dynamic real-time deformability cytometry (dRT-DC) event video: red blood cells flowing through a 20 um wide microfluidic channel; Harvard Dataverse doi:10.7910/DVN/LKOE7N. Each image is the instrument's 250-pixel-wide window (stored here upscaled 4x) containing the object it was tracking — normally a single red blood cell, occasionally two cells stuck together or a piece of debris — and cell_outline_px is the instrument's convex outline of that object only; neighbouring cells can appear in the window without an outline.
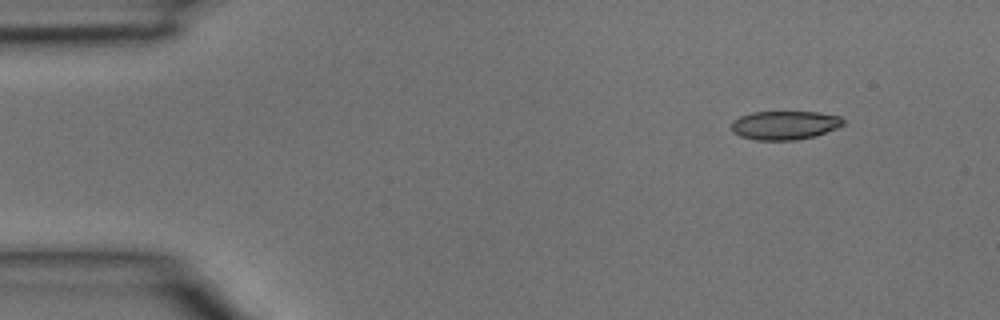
{"species": "common noctule bat (a hibernating species)", "species_latin": "Nyctalus noctula", "temperature_condition": "room temperature", "stored_images_in_passage": 37, "camera_frame_rate_fps": 3000, "um_per_image_px": 0.085, "animal": {"sex": "male", "body_mass_g": 15.6}, "frame": {"image": 1, "passage_image": 1, "time_ms": 0.0, "image_size_px": [1000, 320], "cell_outline_px": [[844, 124], [836, 128], [816, 136], [796, 140], [756, 140], [740, 136], [732, 132], [732, 120], [740, 116], [752, 112], [816, 112], [840, 116], [844, 120]], "centroid_in_image_um": [66.69, 10.64], "position_along_channel_um": 18.3, "area_um2": 18.79}}
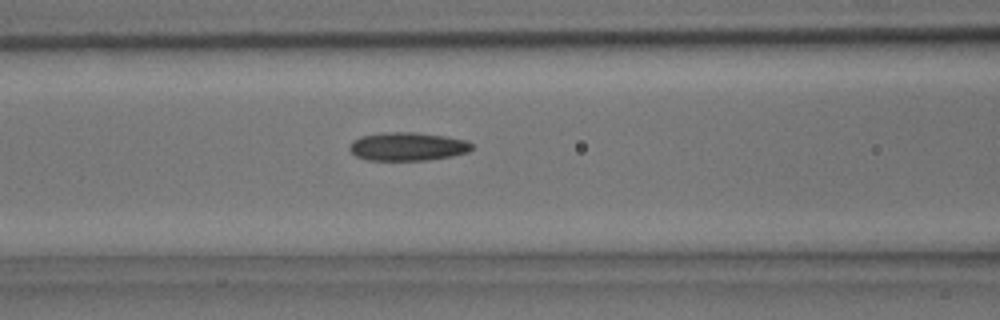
{"frame": {"image": 2, "passage_image": 13, "time_ms": 4.0, "image_size_px": [1000, 320], "cell_outline_px": [[472, 148], [468, 152], [452, 156], [428, 160], [368, 160], [356, 156], [348, 148], [360, 136], [384, 132], [416, 132], [444, 136], [464, 140], [472, 144]], "centroid_in_image_um": [34.65, 12.45], "position_along_channel_um": 132.0, "area_um2": 20.06}}
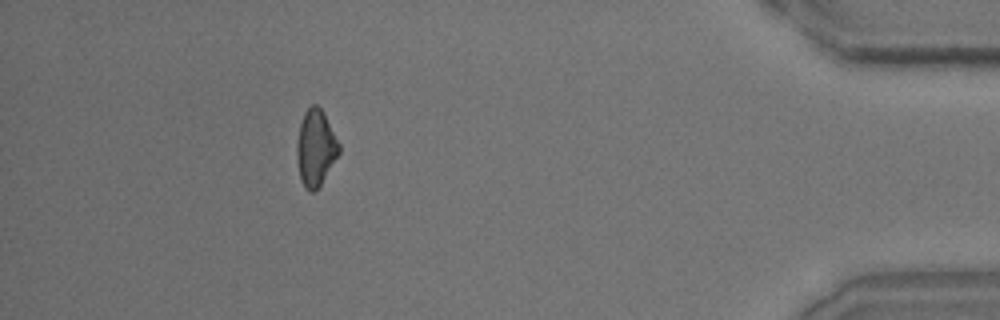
{"frame": {"image": 3, "passage_image": 33, "time_ms": 10.667, "image_size_px": [1000, 320], "cell_outline_px": [[340, 152], [320, 184], [312, 192], [304, 188], [300, 180], [296, 156], [296, 140], [300, 124], [304, 112], [312, 104], [316, 104], [320, 108], [340, 144]], "centroid_in_image_um": [26.8, 12.57], "position_along_channel_um": 408.4, "area_um2": 18.55}}